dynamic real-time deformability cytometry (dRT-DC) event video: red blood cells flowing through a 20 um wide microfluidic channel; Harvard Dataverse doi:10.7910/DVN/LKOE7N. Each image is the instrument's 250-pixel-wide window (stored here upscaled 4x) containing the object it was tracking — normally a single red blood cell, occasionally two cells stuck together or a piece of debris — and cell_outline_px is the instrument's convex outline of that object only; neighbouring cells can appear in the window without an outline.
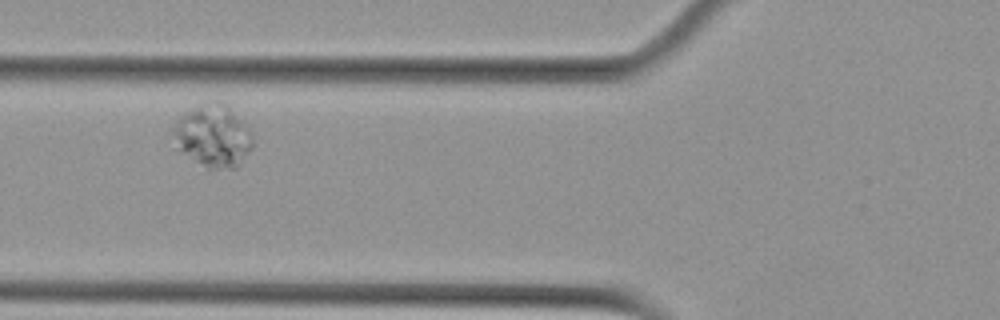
{"species": "Egyptian fruit bat (a non-hibernating species)", "species_latin": "Rousettus aegyptiacus", "temperature_condition": "cold", "stored_images_in_passage": 6, "camera_frame_rate_fps": 3000, "um_per_image_px": 0.085, "animal": {"sex": "female"}, "frame": {"image": 1, "passage_image": 5, "time_ms": 1.333, "image_size_px": [1000, 320], "cell_outline_px": [[252, 148], [240, 164], [236, 168], [208, 168], [176, 148], [172, 128], [176, 120], [184, 112], [200, 104], [212, 100], [220, 100], [248, 128], [252, 136]], "centroid_in_image_um": [18.08, 11.54], "position_along_channel_um": 107.7, "area_um2": 28.55}}
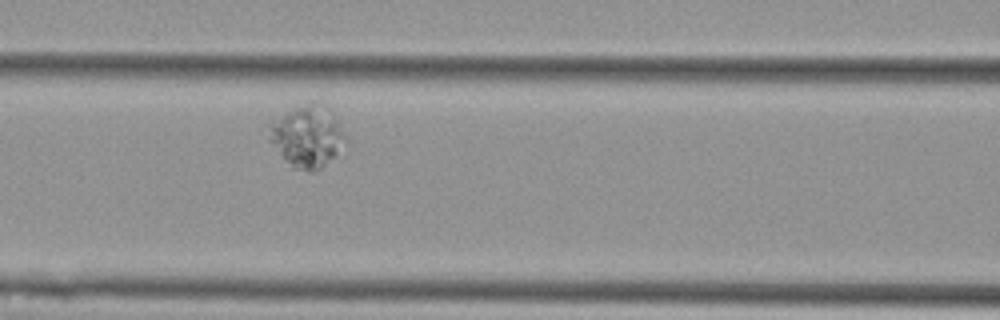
{"frame": {"image": 2, "passage_image": 6, "time_ms": 1.667, "image_size_px": [1000, 320], "cell_outline_px": [[348, 144], [336, 156], [316, 172], [308, 172], [292, 168], [284, 160], [268, 140], [272, 128], [292, 108], [308, 104], [328, 104], [332, 108], [348, 140]], "centroid_in_image_um": [26.24, 11.65], "position_along_channel_um": 140.4, "area_um2": 27.51}}